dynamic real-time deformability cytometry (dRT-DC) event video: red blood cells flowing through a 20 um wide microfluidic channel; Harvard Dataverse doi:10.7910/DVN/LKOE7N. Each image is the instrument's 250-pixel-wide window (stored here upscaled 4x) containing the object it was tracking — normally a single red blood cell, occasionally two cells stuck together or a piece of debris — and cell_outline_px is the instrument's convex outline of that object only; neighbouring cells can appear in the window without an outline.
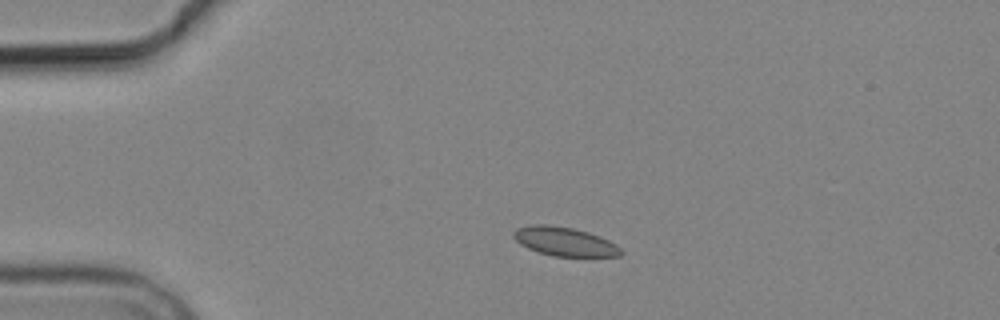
{"species": "common noctule bat (a hibernating species)", "species_latin": "Nyctalus noctula", "temperature_condition": "cold", "stored_images_in_passage": 2, "camera_frame_rate_fps": 3000, "um_per_image_px": 0.085, "animal": {"sex": "male", "body_mass_g": 19.2, "forearm_length_mm": 51.8}, "frame": {"image": 1, "passage_image": 1, "time_ms": 0.0, "image_size_px": [1000, 320], "cell_outline_px": [[624, 252], [620, 256], [552, 256], [528, 248], [520, 244], [512, 236], [512, 232], [516, 228], [532, 224], [544, 224], [572, 228], [588, 232], [608, 240], [616, 244]], "centroid_in_image_um": [47.97, 20.52], "position_along_channel_um": 37.0, "area_um2": 17.98}}